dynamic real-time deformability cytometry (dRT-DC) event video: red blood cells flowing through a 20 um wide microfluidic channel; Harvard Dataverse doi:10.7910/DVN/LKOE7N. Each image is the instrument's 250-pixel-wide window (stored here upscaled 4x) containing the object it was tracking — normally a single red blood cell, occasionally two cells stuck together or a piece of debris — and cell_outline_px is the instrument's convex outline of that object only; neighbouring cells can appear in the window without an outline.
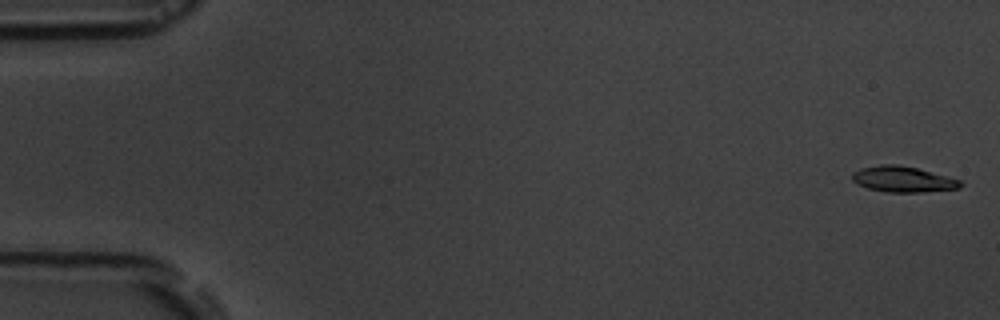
{"species": "common noctule bat (a hibernating species)", "species_latin": "Nyctalus noctula", "temperature_condition": "room temperature", "stored_images_in_passage": 16, "camera_frame_rate_fps": 3000, "um_per_image_px": 0.085, "animal": {"sex": "male", "body_mass_g": 19.5, "forearm_length_mm": 54.6}, "frame": {"image": 1, "passage_image": 1, "time_ms": 0.0, "image_size_px": [1000, 320], "cell_outline_px": [[964, 184], [960, 188], [920, 192], [888, 192], [868, 188], [852, 180], [852, 172], [860, 168], [880, 164], [896, 164], [916, 168], [960, 180]], "centroid_in_image_um": [76.73, 15.23], "position_along_channel_um": 8.3, "area_um2": 16.07}}
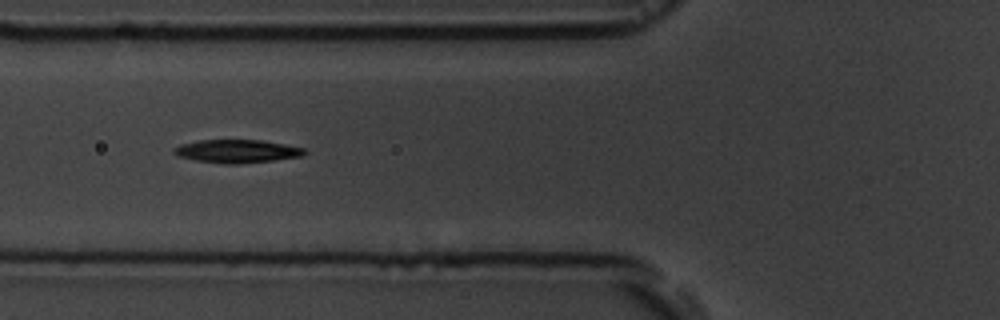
{"frame": {"image": 2, "passage_image": 7, "time_ms": 6.667, "image_size_px": [1000, 320], "cell_outline_px": [[308, 152], [300, 156], [272, 160], [240, 164], [224, 164], [196, 160], [176, 156], [172, 152], [172, 148], [180, 144], [200, 140], [260, 140], [284, 144], [304, 148]], "centroid_in_image_um": [20.08, 12.85], "position_along_channel_um": 105.7, "area_um2": 17.63}}
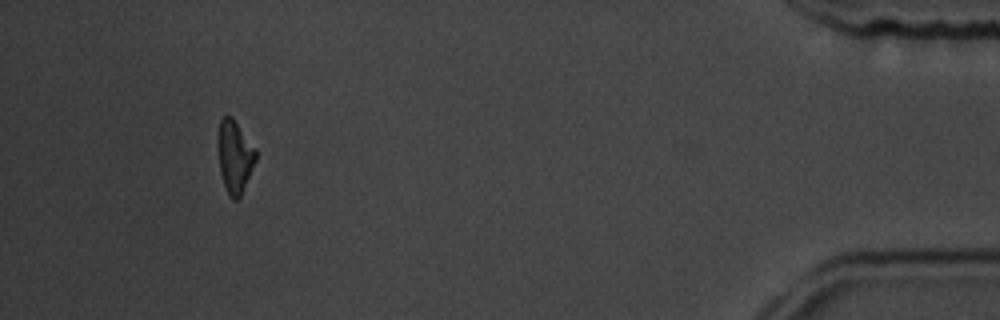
{"frame": {"image": 3, "passage_image": 16, "time_ms": 17.0, "image_size_px": [1000, 320], "cell_outline_px": [[256, 160], [240, 196], [236, 200], [232, 200], [228, 196], [220, 172], [216, 144], [216, 140], [220, 120], [224, 116], [232, 116], [256, 148]], "centroid_in_image_um": [19.92, 13.28], "position_along_channel_um": 415.3, "area_um2": 16.24}, "authors_computed_cell_mechanics": {"area_um2": 16.9354, "velocity_mm_per_s": 3.6492, "shape_relaxation_time_tau1_ms": 2.7521, "shape_relaxation_time_tau2_ms": null, "deformation_change_tau1": 0.1194, "deformation_change_tau2": null}}